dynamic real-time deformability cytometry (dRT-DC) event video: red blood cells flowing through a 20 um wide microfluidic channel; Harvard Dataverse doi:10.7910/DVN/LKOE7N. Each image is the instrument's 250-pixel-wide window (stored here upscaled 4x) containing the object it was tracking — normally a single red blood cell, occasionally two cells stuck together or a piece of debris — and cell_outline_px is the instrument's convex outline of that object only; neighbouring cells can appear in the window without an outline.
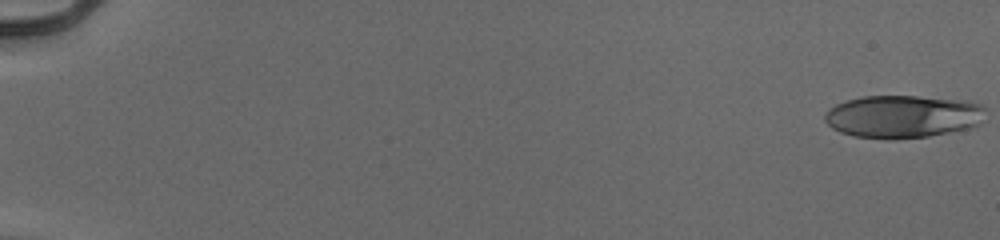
{"species": "human", "species_latin": "Homo sapiens", "temperature_condition": "cold", "stored_images_in_passage": 51, "camera_frame_rate_fps": 3000, "um_per_image_px": 0.085, "donor": {"sex": "male"}, "frame": {"image": 1, "passage_image": 1, "time_ms": 0.0, "image_size_px": [1000, 240], "cell_outline_px": [[984, 108], [976, 124], [968, 128], [928, 136], [892, 140], [888, 140], [856, 136], [840, 132], [832, 128], [824, 120], [824, 116], [836, 104], [848, 100], [864, 96], [916, 96], [980, 104]], "centroid_in_image_um": [76.63, 9.92], "position_along_channel_um": 8.4, "area_um2": 39.07}}
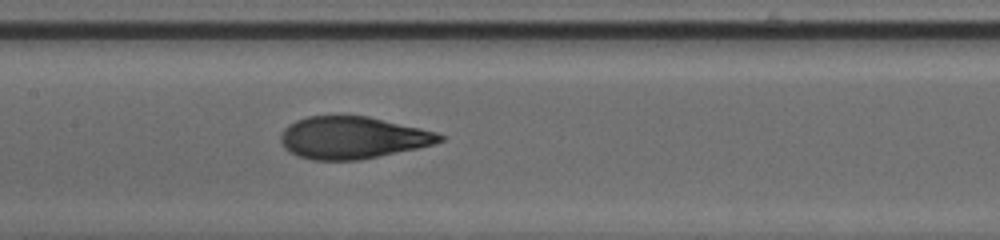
{"frame": {"image": 2, "passage_image": 29, "time_ms": 9.333, "image_size_px": [1000, 240], "cell_outline_px": [[444, 140], [436, 144], [356, 160], [312, 160], [296, 156], [284, 148], [280, 140], [280, 136], [284, 128], [288, 124], [296, 120], [308, 116], [368, 116], [420, 128], [436, 132], [444, 136]], "centroid_in_image_um": [29.93, 11.7], "position_along_channel_um": 177.5, "area_um2": 38.9}}
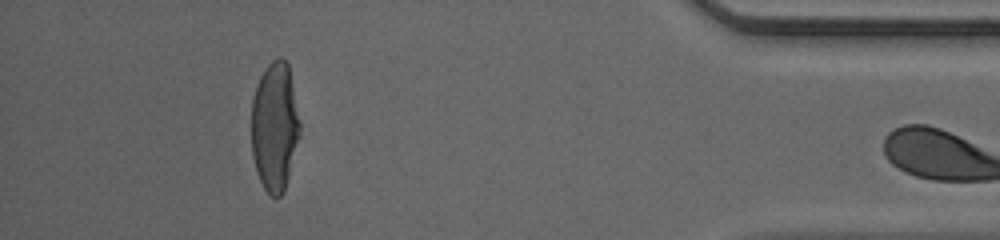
{"frame": {"image": 3, "passage_image": 50, "time_ms": 16.333, "image_size_px": [1000, 240], "cell_outline_px": [[300, 136], [284, 192], [280, 196], [272, 196], [264, 188], [256, 172], [252, 156], [252, 100], [256, 84], [260, 76], [268, 64], [272, 60], [280, 56], [288, 64], [300, 124]], "centroid_in_image_um": [23.34, 10.77], "position_along_channel_um": 411.9, "area_um2": 36.36}}